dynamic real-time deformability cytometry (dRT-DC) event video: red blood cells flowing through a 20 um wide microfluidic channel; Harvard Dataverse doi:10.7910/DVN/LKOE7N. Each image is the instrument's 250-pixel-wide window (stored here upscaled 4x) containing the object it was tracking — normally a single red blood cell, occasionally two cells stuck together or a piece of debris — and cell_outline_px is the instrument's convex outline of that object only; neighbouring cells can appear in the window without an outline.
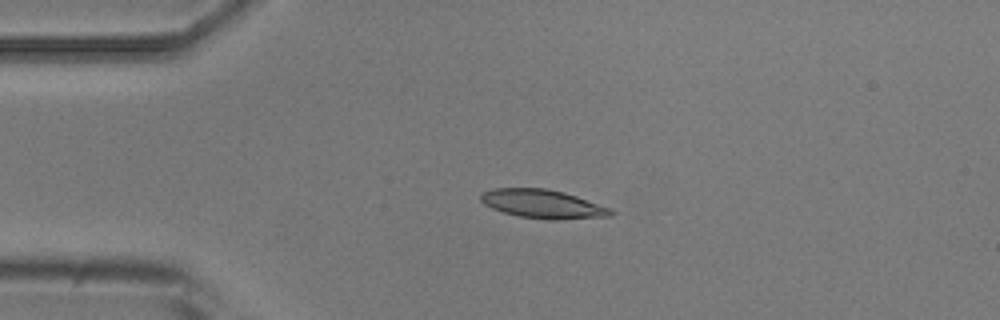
{"species": "common noctule bat (a hibernating species)", "species_latin": "Nyctalus noctula", "temperature_condition": "room temperature", "stored_images_in_passage": 5, "camera_frame_rate_fps": 3000, "um_per_image_px": 0.085, "animal": {"sex": "male", "body_mass_g": 20.5, "forearm_length_mm": 52.5}, "frame": {"image": 1, "passage_image": 3, "time_ms": 2.333, "image_size_px": [1000, 320], "cell_outline_px": [[616, 212], [612, 216], [560, 220], [548, 220], [520, 216], [504, 212], [492, 208], [484, 204], [480, 200], [480, 196], [484, 192], [492, 188], [544, 188], [564, 192], [612, 208]], "centroid_in_image_um": [46.19, 17.34], "position_along_channel_um": 38.8, "area_um2": 21.85}}
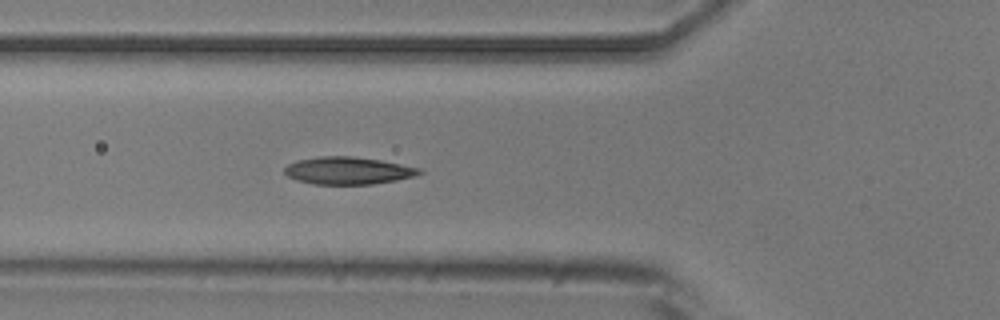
{"frame": {"image": 2, "passage_image": 5, "time_ms": 4.667, "image_size_px": [1000, 320], "cell_outline_px": [[424, 172], [416, 176], [396, 180], [372, 184], [312, 184], [296, 180], [288, 176], [284, 172], [284, 168], [288, 164], [296, 160], [320, 156], [352, 156], [380, 160], [420, 168]], "centroid_in_image_um": [29.57, 14.5], "position_along_channel_um": 96.2, "area_um2": 21.56}}